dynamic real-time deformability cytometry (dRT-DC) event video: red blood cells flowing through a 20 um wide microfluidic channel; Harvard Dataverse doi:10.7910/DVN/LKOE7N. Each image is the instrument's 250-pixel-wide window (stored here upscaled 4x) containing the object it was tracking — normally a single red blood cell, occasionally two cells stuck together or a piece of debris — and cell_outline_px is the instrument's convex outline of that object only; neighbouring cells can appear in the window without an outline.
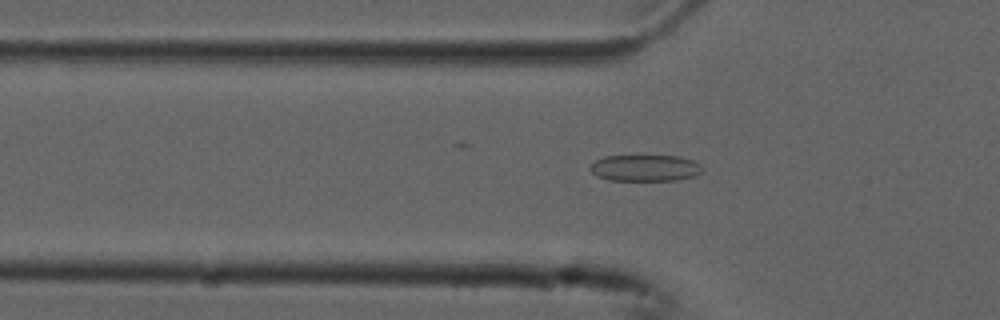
{"species": "common noctule bat (a hibernating species)", "species_latin": "Nyctalus noctula", "temperature_condition": "cold", "stored_images_in_passage": 54, "camera_frame_rate_fps": 3000, "um_per_image_px": 0.085, "animal": {"sex": "male", "forearm_length_mm": 52.5}, "frame": {"image": 1, "passage_image": 18, "time_ms": 5.667, "image_size_px": [1000, 320], "cell_outline_px": [[704, 172], [696, 176], [676, 180], [608, 180], [596, 176], [588, 168], [596, 160], [604, 156], [680, 156], [692, 160], [700, 164], [704, 168]], "centroid_in_image_um": [54.87, 14.28], "position_along_channel_um": 70.9, "area_um2": 17.46}}
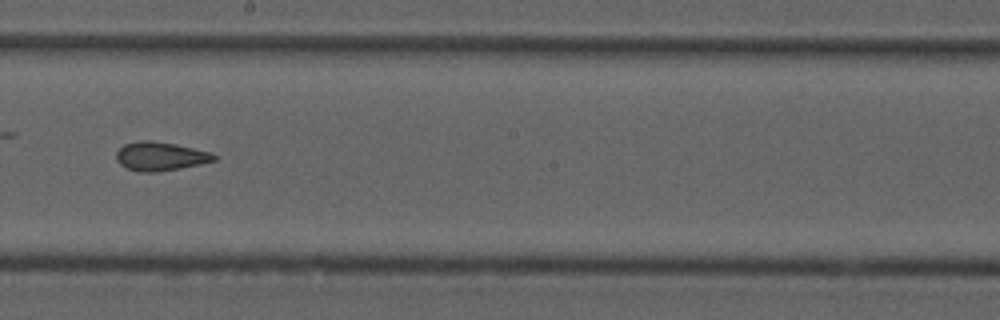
{"frame": {"image": 2, "passage_image": 31, "time_ms": 10.0, "image_size_px": [1000, 320], "cell_outline_px": [[216, 160], [200, 164], [180, 168], [156, 172], [140, 172], [124, 168], [116, 160], [116, 152], [124, 144], [140, 140], [152, 140], [176, 144], [212, 152], [216, 156]], "centroid_in_image_um": [13.61, 13.28], "position_along_channel_um": 234.6, "area_um2": 16.53}}
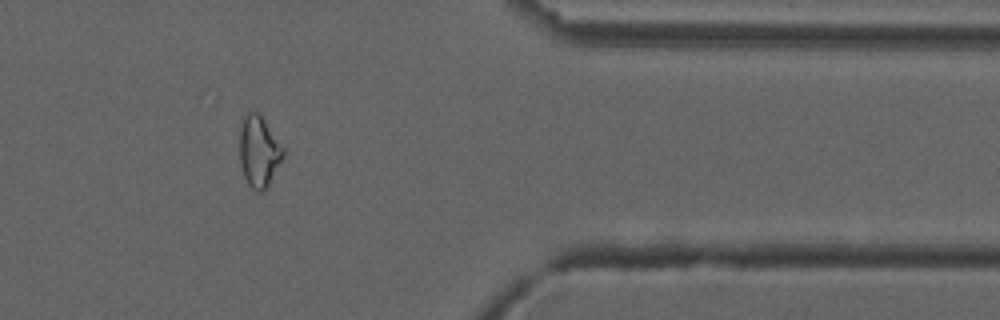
{"frame": {"image": 3, "passage_image": 45, "time_ms": 14.667, "image_size_px": [1000, 320], "cell_outline_px": [[284, 156], [264, 192], [256, 192], [248, 184], [244, 176], [240, 164], [240, 128], [244, 116], [248, 112], [256, 112], [264, 120], [284, 148]], "centroid_in_image_um": [22.0, 12.9], "position_along_channel_um": 389.4, "area_um2": 17.86}, "authors_computed_cell_mechanics": {"area_um2": 18.1781, "velocity_mm_per_s": 3.7645, "shape_relaxation_time_tau1_ms": null, "shape_relaxation_time_tau2_ms": 2.4087, "deformation_change_tau1": null, "deformation_change_tau2": 0.0763}}